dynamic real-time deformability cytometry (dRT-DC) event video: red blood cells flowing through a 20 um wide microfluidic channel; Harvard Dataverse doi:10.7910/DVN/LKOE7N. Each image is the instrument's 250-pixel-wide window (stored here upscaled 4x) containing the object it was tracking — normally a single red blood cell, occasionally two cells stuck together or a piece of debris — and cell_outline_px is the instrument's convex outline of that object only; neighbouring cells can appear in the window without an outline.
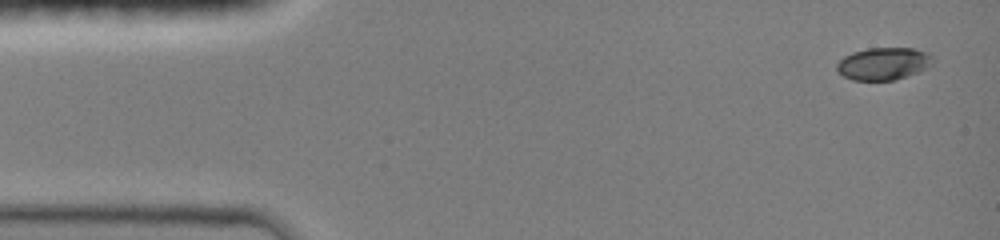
{"species": "common noctule bat (a hibernating species)", "species_latin": "Nyctalus noctula", "temperature_condition": "room temperature", "stored_images_in_passage": 24, "camera_frame_rate_fps": 3000, "um_per_image_px": 0.085, "animal": {"sex": "female", "body_mass_g": 19.0, "forearm_length_mm": 51.5}, "frame": {"image": 1, "passage_image": 1, "time_ms": 0.0, "image_size_px": [1000, 240], "cell_outline_px": [[932, 56], [928, 68], [908, 76], [892, 80], [852, 80], [844, 76], [836, 68], [836, 64], [844, 56], [852, 52], [868, 48], [912, 48], [928, 52]], "centroid_in_image_um": [75.08, 5.41], "position_along_channel_um": 9.9, "area_um2": 18.03}}
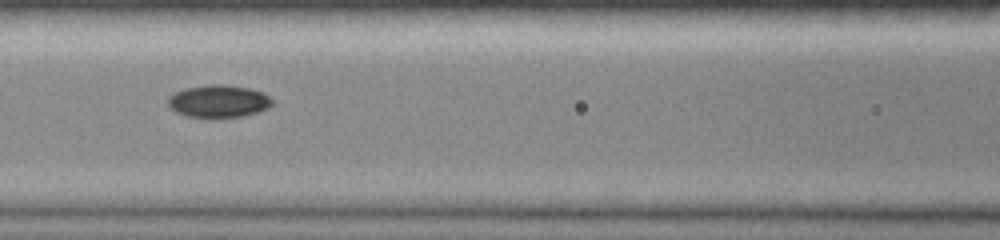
{"frame": {"image": 2, "passage_image": 14, "time_ms": 6.0, "image_size_px": [1000, 240], "cell_outline_px": [[272, 104], [268, 108], [244, 116], [212, 120], [188, 116], [176, 112], [168, 104], [168, 96], [184, 88], [208, 84], [220, 84], [248, 88], [264, 92], [272, 100]], "centroid_in_image_um": [18.56, 8.63], "position_along_channel_um": 148.0, "area_um2": 20.17}}
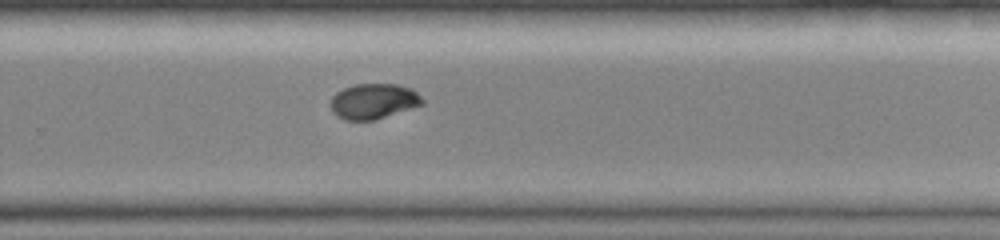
{"frame": {"image": 3, "passage_image": 24, "time_ms": 9.667, "image_size_px": [1000, 240], "cell_outline_px": [[424, 104], [372, 120], [344, 120], [336, 116], [332, 112], [332, 96], [336, 92], [344, 88], [356, 84], [396, 84], [412, 88], [424, 100]], "centroid_in_image_um": [31.74, 8.6], "position_along_channel_um": 298.1, "area_um2": 18.73}}